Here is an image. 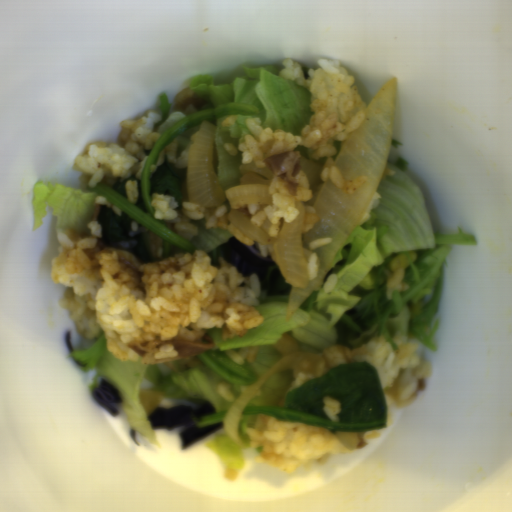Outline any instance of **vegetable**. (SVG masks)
Returning a JSON list of instances; mask_svg holds the SVG:
<instances>
[{"label":"vegetable","mask_w":512,"mask_h":512,"mask_svg":"<svg viewBox=\"0 0 512 512\" xmlns=\"http://www.w3.org/2000/svg\"><path fill=\"white\" fill-rule=\"evenodd\" d=\"M300 68L303 70L305 78H309L310 79L311 68H308L307 66L306 67H300Z\"/></svg>","instance_id":"vegetable-21"},{"label":"vegetable","mask_w":512,"mask_h":512,"mask_svg":"<svg viewBox=\"0 0 512 512\" xmlns=\"http://www.w3.org/2000/svg\"><path fill=\"white\" fill-rule=\"evenodd\" d=\"M182 252H188V251L178 248L176 246H173L171 244H168L162 239L160 256L169 258V257H174L177 253H182Z\"/></svg>","instance_id":"vegetable-17"},{"label":"vegetable","mask_w":512,"mask_h":512,"mask_svg":"<svg viewBox=\"0 0 512 512\" xmlns=\"http://www.w3.org/2000/svg\"><path fill=\"white\" fill-rule=\"evenodd\" d=\"M164 223H165V225H166L168 230H170V231H172V232H174V233L184 237L183 235H181L179 232L176 231L174 222L164 221Z\"/></svg>","instance_id":"vegetable-19"},{"label":"vegetable","mask_w":512,"mask_h":512,"mask_svg":"<svg viewBox=\"0 0 512 512\" xmlns=\"http://www.w3.org/2000/svg\"><path fill=\"white\" fill-rule=\"evenodd\" d=\"M323 184L324 183L322 182L320 176L318 175L316 185L312 186L311 201H309L307 203H302L304 205L302 232L311 230L316 221L317 212H316L315 200H316Z\"/></svg>","instance_id":"vegetable-13"},{"label":"vegetable","mask_w":512,"mask_h":512,"mask_svg":"<svg viewBox=\"0 0 512 512\" xmlns=\"http://www.w3.org/2000/svg\"><path fill=\"white\" fill-rule=\"evenodd\" d=\"M154 194L173 196L176 208H182L188 197V167L176 169L175 164L164 163L149 173V196Z\"/></svg>","instance_id":"vegetable-9"},{"label":"vegetable","mask_w":512,"mask_h":512,"mask_svg":"<svg viewBox=\"0 0 512 512\" xmlns=\"http://www.w3.org/2000/svg\"><path fill=\"white\" fill-rule=\"evenodd\" d=\"M78 190L71 186L53 184L52 181L44 184L35 183L33 189V231H37L42 224V218L51 209L55 219L56 230H74L84 232L88 224L96 222L99 210L103 205H96V197H104L89 191Z\"/></svg>","instance_id":"vegetable-6"},{"label":"vegetable","mask_w":512,"mask_h":512,"mask_svg":"<svg viewBox=\"0 0 512 512\" xmlns=\"http://www.w3.org/2000/svg\"><path fill=\"white\" fill-rule=\"evenodd\" d=\"M201 127V126H200ZM197 128L196 130H193V131H189V132H186L180 136H178L177 138L175 139H178V144H177V149H176V153H175V159L180 155V153L187 147L190 145L191 141L193 140L194 136L196 135V133L198 132V130L200 129Z\"/></svg>","instance_id":"vegetable-15"},{"label":"vegetable","mask_w":512,"mask_h":512,"mask_svg":"<svg viewBox=\"0 0 512 512\" xmlns=\"http://www.w3.org/2000/svg\"><path fill=\"white\" fill-rule=\"evenodd\" d=\"M284 70L276 65L245 66L240 77L223 84H215L212 77L196 76L189 89L207 103L186 119L205 110L216 112L210 123L213 142L210 160L224 189L243 184L240 167L244 166L241 150L237 155L226 151L225 145L238 146L250 135L247 119L258 118L259 127L299 133L311 120L312 94L295 80L281 78ZM236 115L235 125L224 127L226 117Z\"/></svg>","instance_id":"vegetable-2"},{"label":"vegetable","mask_w":512,"mask_h":512,"mask_svg":"<svg viewBox=\"0 0 512 512\" xmlns=\"http://www.w3.org/2000/svg\"><path fill=\"white\" fill-rule=\"evenodd\" d=\"M129 181L137 182L138 199H137V202L133 206L148 216V206H147V202H146V198H145L142 181L137 179L135 177V175L132 174L129 177H127L126 179H124L123 181L118 180V181L114 182L111 188L128 201L127 195H126V184Z\"/></svg>","instance_id":"vegetable-12"},{"label":"vegetable","mask_w":512,"mask_h":512,"mask_svg":"<svg viewBox=\"0 0 512 512\" xmlns=\"http://www.w3.org/2000/svg\"><path fill=\"white\" fill-rule=\"evenodd\" d=\"M393 176L379 181L377 207L368 221L354 226L318 285L287 318L291 281L279 264L269 266L258 279L259 326L240 337L223 340L221 328L210 327L212 351H240L259 347L251 364L256 382L282 358L275 347L291 334L299 349L322 355L336 345L355 351L373 339L393 341L399 332L405 339L437 349L439 310L446 281L447 263L455 246H476L472 234L435 231L420 187L409 176L410 164L402 157L385 160ZM405 268L408 289L386 298V284L397 269ZM337 285L324 289L331 274Z\"/></svg>","instance_id":"vegetable-1"},{"label":"vegetable","mask_w":512,"mask_h":512,"mask_svg":"<svg viewBox=\"0 0 512 512\" xmlns=\"http://www.w3.org/2000/svg\"><path fill=\"white\" fill-rule=\"evenodd\" d=\"M72 350L69 355L76 367L87 373L93 370L88 390L93 393L101 379H105L122 398V402L116 405L125 415L126 423L157 444L155 430L138 397L140 389L162 392V398H174L196 408L210 403L218 413L228 411L233 403L217 393L219 384H230L234 401L252 386L224 379L203 362L198 367L175 372L168 368L166 362L142 364L141 356L138 361H119L106 347L103 333L95 336L92 345Z\"/></svg>","instance_id":"vegetable-3"},{"label":"vegetable","mask_w":512,"mask_h":512,"mask_svg":"<svg viewBox=\"0 0 512 512\" xmlns=\"http://www.w3.org/2000/svg\"><path fill=\"white\" fill-rule=\"evenodd\" d=\"M192 223L197 228V235L190 240L194 246V250L208 253L217 248L228 238L235 236L225 228H216L208 230L204 219H193Z\"/></svg>","instance_id":"vegetable-11"},{"label":"vegetable","mask_w":512,"mask_h":512,"mask_svg":"<svg viewBox=\"0 0 512 512\" xmlns=\"http://www.w3.org/2000/svg\"><path fill=\"white\" fill-rule=\"evenodd\" d=\"M228 410L216 412L213 414H209L206 416H203L202 419L197 423V428L210 426L214 424H218L220 422H224L225 415Z\"/></svg>","instance_id":"vegetable-14"},{"label":"vegetable","mask_w":512,"mask_h":512,"mask_svg":"<svg viewBox=\"0 0 512 512\" xmlns=\"http://www.w3.org/2000/svg\"><path fill=\"white\" fill-rule=\"evenodd\" d=\"M293 152H300V156L313 161L319 165H323L328 158L314 159L313 152L308 147L297 146Z\"/></svg>","instance_id":"vegetable-18"},{"label":"vegetable","mask_w":512,"mask_h":512,"mask_svg":"<svg viewBox=\"0 0 512 512\" xmlns=\"http://www.w3.org/2000/svg\"><path fill=\"white\" fill-rule=\"evenodd\" d=\"M313 378H317L315 371L311 374L301 372L294 378L292 370L271 375L252 396L248 406L284 407L286 396Z\"/></svg>","instance_id":"vegetable-8"},{"label":"vegetable","mask_w":512,"mask_h":512,"mask_svg":"<svg viewBox=\"0 0 512 512\" xmlns=\"http://www.w3.org/2000/svg\"><path fill=\"white\" fill-rule=\"evenodd\" d=\"M156 111L162 113L160 122H164L173 113L172 105L165 93L161 94Z\"/></svg>","instance_id":"vegetable-16"},{"label":"vegetable","mask_w":512,"mask_h":512,"mask_svg":"<svg viewBox=\"0 0 512 512\" xmlns=\"http://www.w3.org/2000/svg\"><path fill=\"white\" fill-rule=\"evenodd\" d=\"M225 352L212 350L198 354V357L201 363L210 367L223 379L241 386H252L257 382L256 373L248 360L243 364H237Z\"/></svg>","instance_id":"vegetable-10"},{"label":"vegetable","mask_w":512,"mask_h":512,"mask_svg":"<svg viewBox=\"0 0 512 512\" xmlns=\"http://www.w3.org/2000/svg\"><path fill=\"white\" fill-rule=\"evenodd\" d=\"M217 112L212 110L200 111L184 120H181L168 130H166L156 141L144 167L141 178V185L144 193V198L147 206V215L136 208L126 198L119 194L112 187L96 186L91 187L88 191L101 195L114 203L124 212L133 217L142 226L161 238L165 243L185 250L191 254L196 252L195 246L192 241H188L184 236H181L168 229L164 220H156L154 217L155 209L152 206L153 198L150 196V170L151 166L156 163L159 155L164 149L173 142L177 137L197 130L201 127L202 123L213 122L217 117Z\"/></svg>","instance_id":"vegetable-5"},{"label":"vegetable","mask_w":512,"mask_h":512,"mask_svg":"<svg viewBox=\"0 0 512 512\" xmlns=\"http://www.w3.org/2000/svg\"><path fill=\"white\" fill-rule=\"evenodd\" d=\"M399 145L404 146V142L397 141L392 137L390 138L388 147H397L398 148Z\"/></svg>","instance_id":"vegetable-20"},{"label":"vegetable","mask_w":512,"mask_h":512,"mask_svg":"<svg viewBox=\"0 0 512 512\" xmlns=\"http://www.w3.org/2000/svg\"><path fill=\"white\" fill-rule=\"evenodd\" d=\"M324 396L333 397L342 407L335 423L324 413ZM248 414L320 426L332 433L376 431L389 423L381 380L374 365L366 361L337 365L290 391L283 406H246L243 416Z\"/></svg>","instance_id":"vegetable-4"},{"label":"vegetable","mask_w":512,"mask_h":512,"mask_svg":"<svg viewBox=\"0 0 512 512\" xmlns=\"http://www.w3.org/2000/svg\"><path fill=\"white\" fill-rule=\"evenodd\" d=\"M262 415L260 413H251L243 415L238 420V432L240 438L245 442L244 447H240L237 442L232 438L225 428L224 421H221L222 427L220 430L210 436L206 446L213 453H215L220 460L224 470V478L227 480L237 479L238 472L244 467V452L248 450H254L259 456H261L264 447L261 445L258 447H251V437L247 433V428H253L259 418Z\"/></svg>","instance_id":"vegetable-7"}]
</instances>
